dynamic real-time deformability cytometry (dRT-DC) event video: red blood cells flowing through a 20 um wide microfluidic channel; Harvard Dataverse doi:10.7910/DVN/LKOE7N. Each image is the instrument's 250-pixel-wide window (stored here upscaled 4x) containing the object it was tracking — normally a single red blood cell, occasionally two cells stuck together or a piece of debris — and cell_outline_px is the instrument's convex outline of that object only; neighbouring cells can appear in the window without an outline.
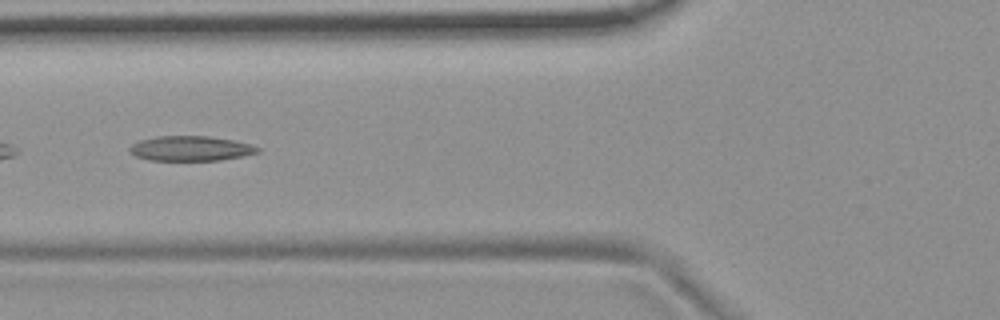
{"species": "common noctule bat (a hibernating species)", "species_latin": "Nyctalus noctula", "temperature_condition": "room temperature", "stored_images_in_passage": 8, "camera_frame_rate_fps": 3000, "um_per_image_px": 0.085, "animal": {"sex": "female", "body_mass_g": 19.9}, "frame": {"image": 1, "passage_image": 6, "time_ms": 5.667, "image_size_px": [1000, 320], "cell_outline_px": [[260, 152], [244, 156], [220, 160], [148, 160], [136, 156], [128, 152], [128, 148], [132, 144], [140, 140], [156, 136], [208, 136], [236, 140], [252, 144], [260, 148]], "centroid_in_image_um": [16.22, 12.61], "position_along_channel_um": 109.6, "area_um2": 18.79}}
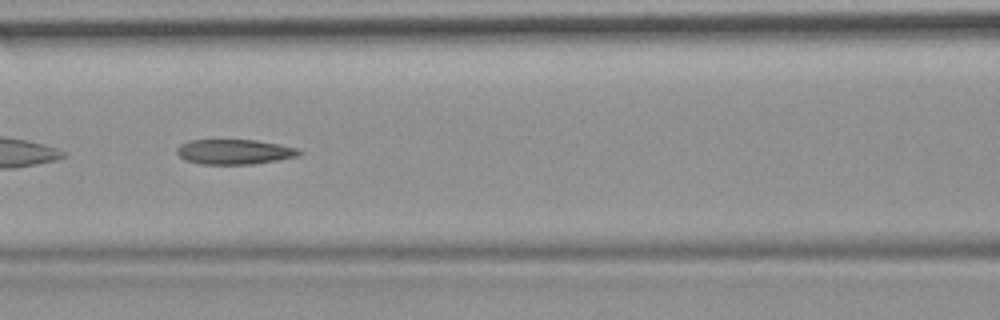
{"frame": {"image": 2, "passage_image": 7, "time_ms": 6.667, "image_size_px": [1000, 320], "cell_outline_px": [[304, 152], [296, 156], [280, 160], [256, 164], [200, 164], [184, 160], [176, 152], [176, 148], [180, 144], [192, 140], [256, 140], [280, 144], [296, 148]], "centroid_in_image_um": [19.93, 12.91], "position_along_channel_um": 146.7, "area_um2": 17.92}}